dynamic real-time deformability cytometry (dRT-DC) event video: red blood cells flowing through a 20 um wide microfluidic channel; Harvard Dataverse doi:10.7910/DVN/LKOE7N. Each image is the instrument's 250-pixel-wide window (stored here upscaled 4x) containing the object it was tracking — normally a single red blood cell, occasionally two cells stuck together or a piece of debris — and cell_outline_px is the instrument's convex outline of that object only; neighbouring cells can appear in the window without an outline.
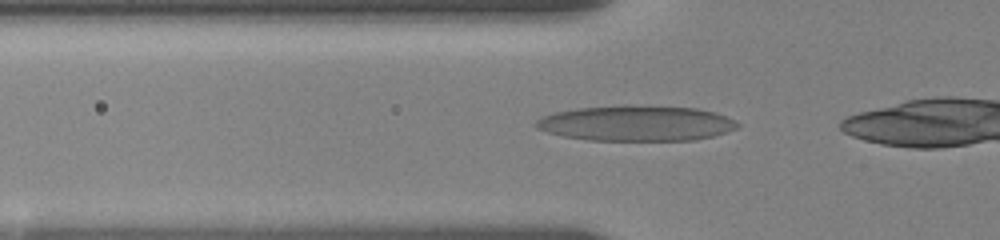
{"species": "human", "species_latin": "Homo sapiens", "temperature_condition": "room temperature", "stored_images_in_passage": 34, "camera_frame_rate_fps": 3000, "um_per_image_px": 0.085, "donor": {"sex": "female"}, "frame": {"image": 1, "passage_image": 11, "time_ms": 3.333, "image_size_px": [1000, 240], "cell_outline_px": [[740, 128], [712, 136], [696, 140], [588, 140], [564, 136], [548, 132], [536, 128], [532, 124], [536, 120], [544, 116], [556, 112], [576, 108], [624, 104], [628, 104], [696, 108], [712, 112], [736, 120], [740, 124]], "centroid_in_image_um": [54.08, 10.47], "position_along_channel_um": 71.7, "area_um2": 41.91}}
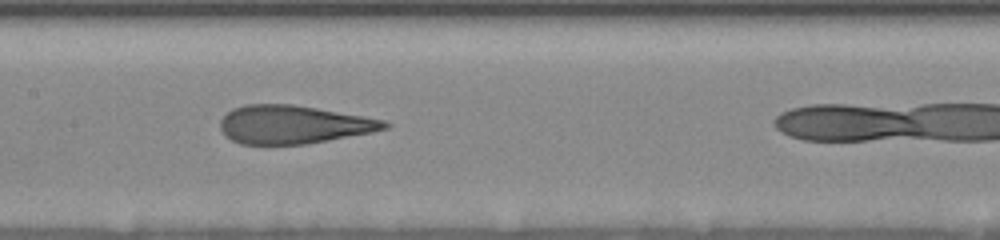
{"frame": {"image": 2, "passage_image": 20, "time_ms": 6.333, "image_size_px": [1000, 240], "cell_outline_px": [[392, 124], [388, 128], [372, 132], [328, 140], [304, 144], [240, 144], [232, 140], [220, 128], [220, 120], [232, 108], [244, 104], [292, 104], [364, 116], [384, 120]], "centroid_in_image_um": [24.94, 10.58], "position_along_channel_um": 182.5, "area_um2": 36.47}}
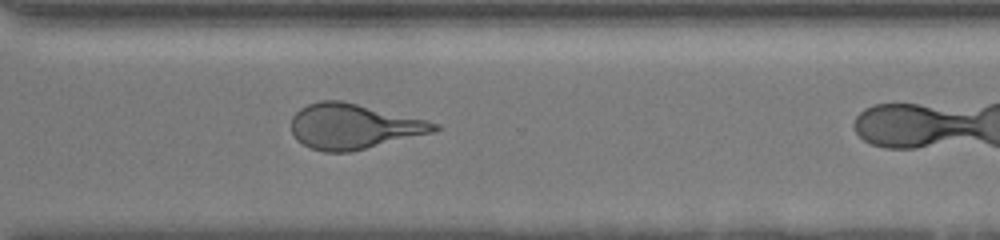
{"frame": {"image": 3, "passage_image": 33, "time_ms": 10.667, "image_size_px": [1000, 240], "cell_outline_px": [[440, 128], [436, 132], [352, 152], [324, 152], [308, 148], [296, 140], [292, 132], [292, 116], [300, 108], [308, 104], [320, 100], [340, 100], [424, 120], [440, 124]], "centroid_in_image_um": [30.03, 10.77], "position_along_channel_um": 340.6, "area_um2": 37.69}}